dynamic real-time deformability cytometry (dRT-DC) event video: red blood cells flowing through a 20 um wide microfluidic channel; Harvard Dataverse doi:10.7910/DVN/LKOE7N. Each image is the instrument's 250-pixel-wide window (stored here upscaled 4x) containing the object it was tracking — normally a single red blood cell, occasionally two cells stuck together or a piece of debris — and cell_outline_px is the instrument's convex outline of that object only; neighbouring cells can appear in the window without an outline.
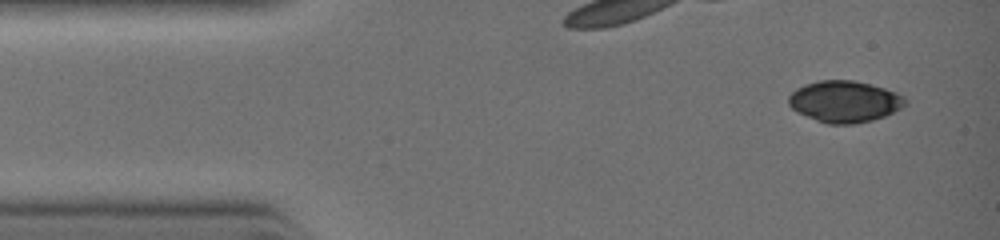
{"species": "common noctule bat (a hibernating species)", "species_latin": "Nyctalus noctula", "temperature_condition": "warm", "stored_images_in_passage": 6, "camera_frame_rate_fps": 3000, "um_per_image_px": 0.085, "animal": {"sex": "female", "body_mass_g": 19.0, "forearm_length_mm": 51.5}, "frame": {"image": 1, "passage_image": 1, "time_ms": 0.0, "image_size_px": [1000, 240], "cell_outline_px": [[908, 104], [884, 116], [872, 120], [852, 124], [828, 124], [816, 120], [792, 108], [788, 104], [788, 96], [796, 88], [804, 84], [820, 80], [852, 80], [872, 84], [896, 92], [904, 96], [908, 100]], "centroid_in_image_um": [71.8, 8.61], "position_along_channel_um": 13.2, "area_um2": 28.21}}